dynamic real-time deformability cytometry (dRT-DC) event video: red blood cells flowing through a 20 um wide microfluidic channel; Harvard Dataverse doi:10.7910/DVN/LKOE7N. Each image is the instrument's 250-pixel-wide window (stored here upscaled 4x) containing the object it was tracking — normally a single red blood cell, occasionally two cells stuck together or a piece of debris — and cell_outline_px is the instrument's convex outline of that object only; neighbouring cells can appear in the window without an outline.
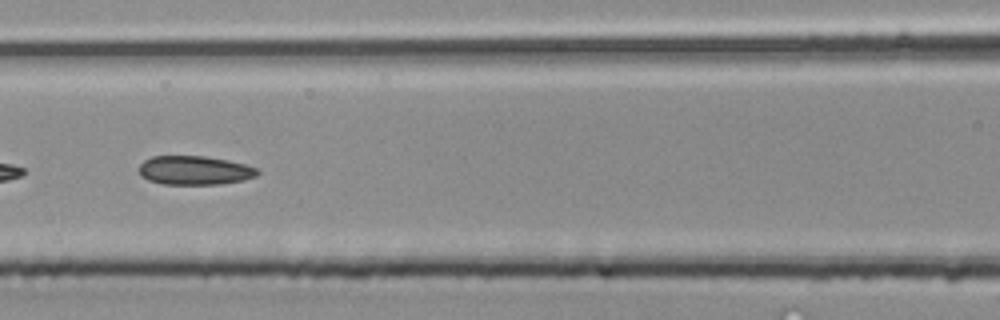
{"species": "common noctule bat (a hibernating species)", "species_latin": "Nyctalus noctula", "temperature_condition": "room temperature", "stored_images_in_passage": 35, "camera_frame_rate_fps": 3000, "um_per_image_px": 0.085, "animal": {"sex": "male", "body_mass_g": 20.4}, "frame": {"image": 1, "passage_image": 11, "time_ms": 3.333, "image_size_px": [1000, 320], "cell_outline_px": [[260, 172], [256, 176], [244, 180], [220, 184], [164, 184], [148, 180], [140, 176], [140, 164], [144, 160], [152, 156], [204, 156], [228, 160], [244, 164], [256, 168]], "centroid_in_image_um": [16.54, 14.48], "position_along_channel_um": 150.1, "area_um2": 19.94}}
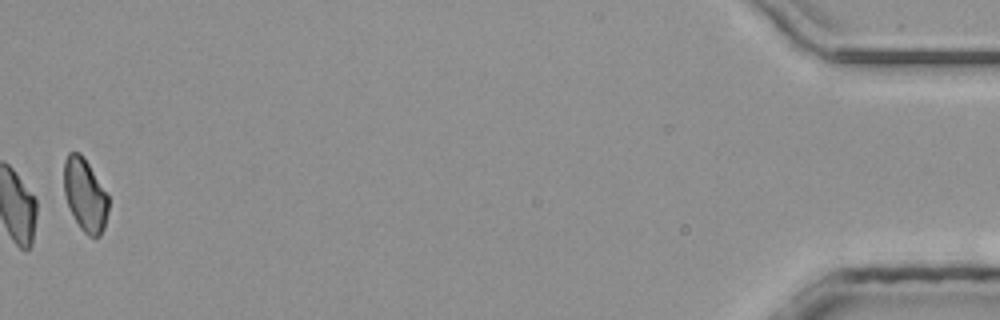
{"frame": {"image": 2, "passage_image": 35, "time_ms": 11.333, "image_size_px": [1000, 320], "cell_outline_px": [[108, 212], [104, 228], [100, 236], [96, 240], [88, 236], [80, 228], [68, 204], [64, 192], [64, 160], [68, 152], [80, 152], [88, 164], [108, 196]], "centroid_in_image_um": [7.23, 16.6], "position_along_channel_um": 428.0, "area_um2": 18.73}}